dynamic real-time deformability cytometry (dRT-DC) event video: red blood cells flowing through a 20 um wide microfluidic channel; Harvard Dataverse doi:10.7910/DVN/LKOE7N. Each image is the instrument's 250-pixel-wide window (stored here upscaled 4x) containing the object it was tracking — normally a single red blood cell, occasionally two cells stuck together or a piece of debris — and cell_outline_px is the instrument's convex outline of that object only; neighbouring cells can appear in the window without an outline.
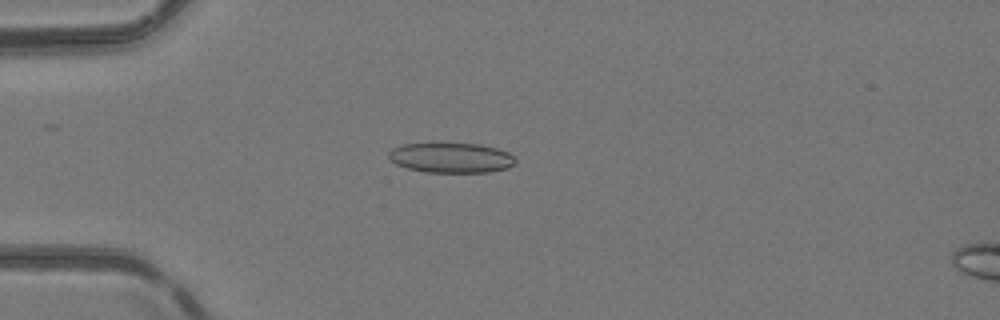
{"species": "common noctule bat (a hibernating species)", "species_latin": "Nyctalus noctula", "temperature_condition": "room temperature", "stored_images_in_passage": 47, "camera_frame_rate_fps": 3000, "um_per_image_px": 0.085, "animal": {"sex": "female", "body_mass_g": 24.6, "forearm_length_mm": 56.2}, "frame": {"image": 1, "passage_image": 11, "time_ms": 3.333, "image_size_px": [1000, 320], "cell_outline_px": [[516, 164], [508, 168], [488, 172], [424, 172], [408, 168], [396, 164], [388, 156], [388, 152], [392, 148], [400, 144], [432, 140], [440, 140], [480, 144], [496, 148], [508, 152], [516, 160]], "centroid_in_image_um": [38.29, 13.34], "position_along_channel_um": 46.7, "area_um2": 23.35}}
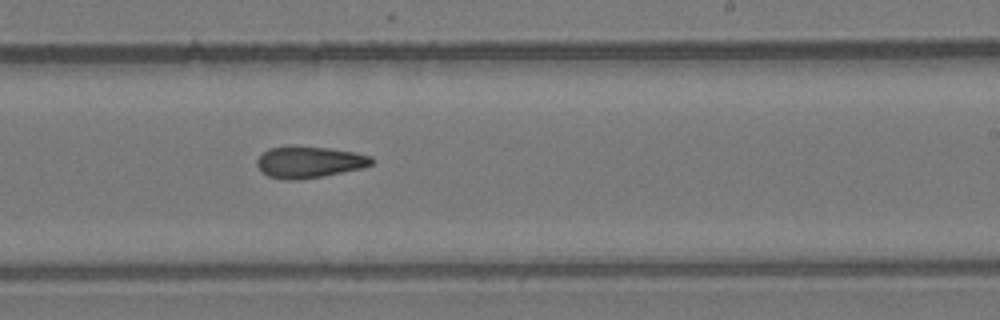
{"frame": {"image": 2, "passage_image": 28, "time_ms": 9.0, "image_size_px": [1000, 320], "cell_outline_px": [[376, 160], [372, 164], [360, 168], [320, 176], [296, 180], [284, 180], [268, 176], [256, 164], [256, 160], [268, 148], [288, 144], [332, 148], [372, 156]], "centroid_in_image_um": [26.26, 13.74], "position_along_channel_um": 262.7, "area_um2": 21.21}}
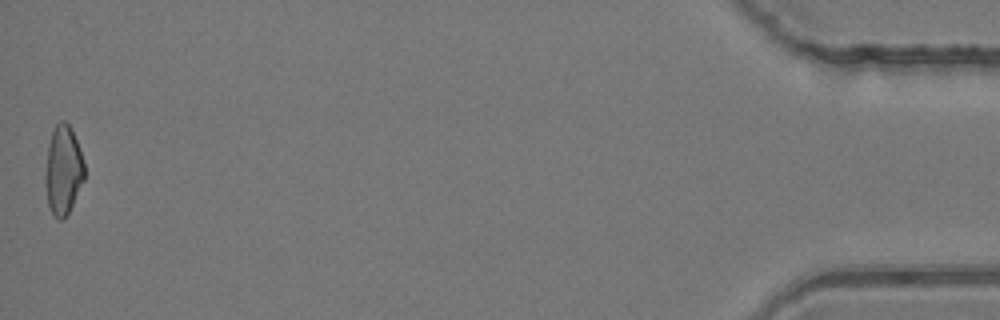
{"frame": {"image": 3, "passage_image": 47, "time_ms": 15.333, "image_size_px": [1000, 320], "cell_outline_px": [[84, 180], [64, 220], [56, 220], [52, 216], [48, 204], [44, 176], [48, 144], [52, 132], [56, 124], [60, 120], [64, 120], [72, 128], [84, 164]], "centroid_in_image_um": [5.35, 14.48], "position_along_channel_um": 429.9, "area_um2": 20.35}, "authors_computed_cell_mechanics": {"area_um2": 21.2126, "velocity_mm_per_s": 4.1951, "shape_relaxation_time_tau1_ms": null, "shape_relaxation_time_tau2_ms": 6.2206, "deformation_change_tau1": null, "deformation_change_tau2": 0.1607}}